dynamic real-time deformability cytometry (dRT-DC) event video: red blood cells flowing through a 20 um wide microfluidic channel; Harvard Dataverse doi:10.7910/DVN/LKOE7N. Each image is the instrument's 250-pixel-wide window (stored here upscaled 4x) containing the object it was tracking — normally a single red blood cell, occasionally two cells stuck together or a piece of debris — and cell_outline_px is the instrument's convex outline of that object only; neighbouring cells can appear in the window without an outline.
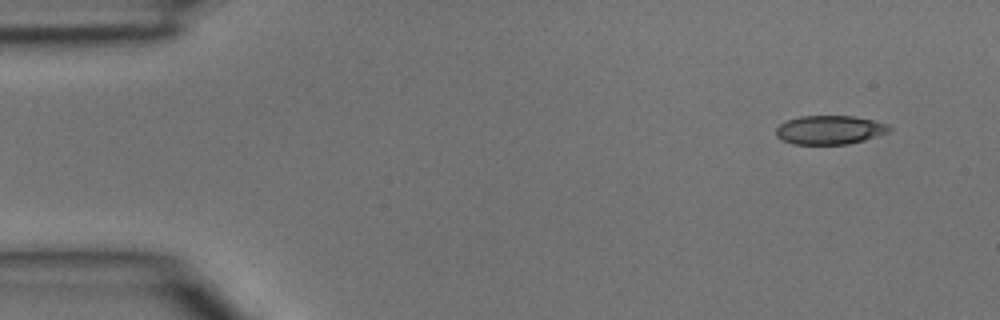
{"species": "common noctule bat (a hibernating species)", "species_latin": "Nyctalus noctula", "temperature_condition": "room temperature", "stored_images_in_passage": 4, "segment_of_instrument_passage": [1, 2], "camera_frame_rate_fps": 3000, "um_per_image_px": 0.085, "animal": {"sex": "male", "body_mass_g": 15.6}, "frame": {"image": 1, "passage_image": 1, "time_ms": 0.0, "image_size_px": [1000, 320], "cell_outline_px": [[892, 128], [888, 132], [864, 140], [848, 144], [792, 144], [776, 136], [776, 128], [780, 124], [788, 120], [800, 116], [852, 116], [872, 120], [888, 124]], "centroid_in_image_um": [70.52, 11.04], "position_along_channel_um": 14.5, "area_um2": 18.9}}